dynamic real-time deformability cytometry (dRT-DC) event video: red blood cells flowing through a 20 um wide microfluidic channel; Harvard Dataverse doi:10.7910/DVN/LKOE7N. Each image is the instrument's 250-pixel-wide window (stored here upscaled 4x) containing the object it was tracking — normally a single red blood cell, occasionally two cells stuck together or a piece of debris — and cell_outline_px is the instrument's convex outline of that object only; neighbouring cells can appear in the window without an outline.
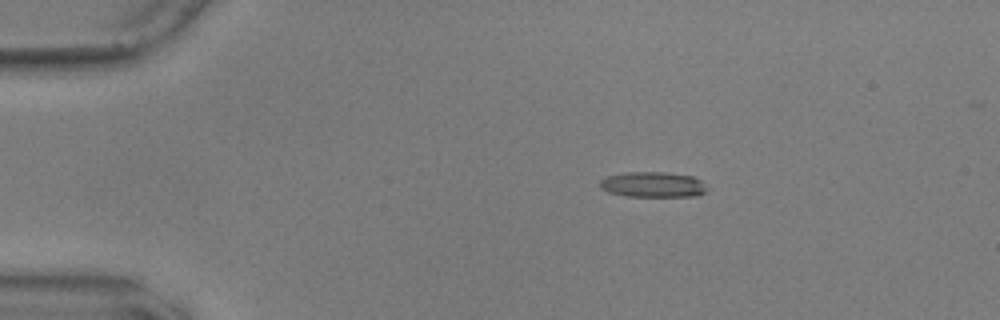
{"species": "common noctule bat (a hibernating species)", "species_latin": "Nyctalus noctula", "temperature_condition": "warm", "stored_images_in_passage": 46, "camera_frame_rate_fps": 3000, "um_per_image_px": 0.085, "animal": {"sex": "male", "body_mass_g": 17.9, "forearm_length_mm": 54.2}, "frame": {"image": 1, "passage_image": 1, "time_ms": 0.0, "image_size_px": [1000, 320], "cell_outline_px": [[708, 188], [704, 192], [696, 196], [624, 196], [608, 192], [600, 188], [600, 180], [604, 176], [624, 172], [664, 172], [692, 176], [700, 180]], "centroid_in_image_um": [55.44, 15.68], "position_along_channel_um": 29.6, "area_um2": 15.95}}
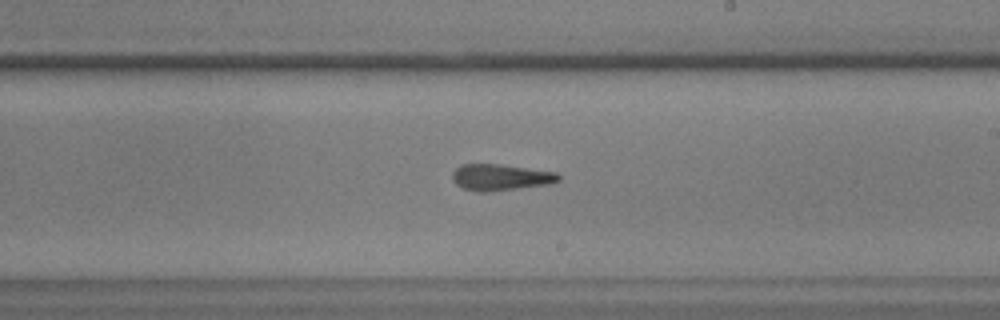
{"frame": {"image": 2, "passage_image": 24, "time_ms": 7.667, "image_size_px": [1000, 320], "cell_outline_px": [[560, 180], [548, 184], [488, 192], [480, 192], [464, 188], [456, 184], [452, 180], [452, 172], [460, 164], [500, 164], [556, 172], [560, 176]], "centroid_in_image_um": [42.52, 15.06], "position_along_channel_um": 246.5, "area_um2": 16.24}}
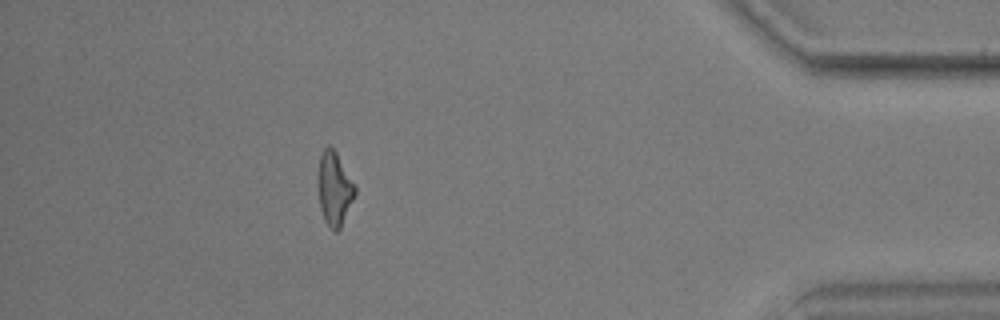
{"frame": {"image": 3, "passage_image": 41, "time_ms": 13.333, "image_size_px": [1000, 320], "cell_outline_px": [[356, 196], [340, 228], [336, 232], [324, 220], [320, 208], [316, 184], [316, 176], [320, 156], [324, 148], [328, 144], [336, 152], [356, 184]], "centroid_in_image_um": [28.41, 16.01], "position_along_channel_um": 406.8, "area_um2": 16.36}}